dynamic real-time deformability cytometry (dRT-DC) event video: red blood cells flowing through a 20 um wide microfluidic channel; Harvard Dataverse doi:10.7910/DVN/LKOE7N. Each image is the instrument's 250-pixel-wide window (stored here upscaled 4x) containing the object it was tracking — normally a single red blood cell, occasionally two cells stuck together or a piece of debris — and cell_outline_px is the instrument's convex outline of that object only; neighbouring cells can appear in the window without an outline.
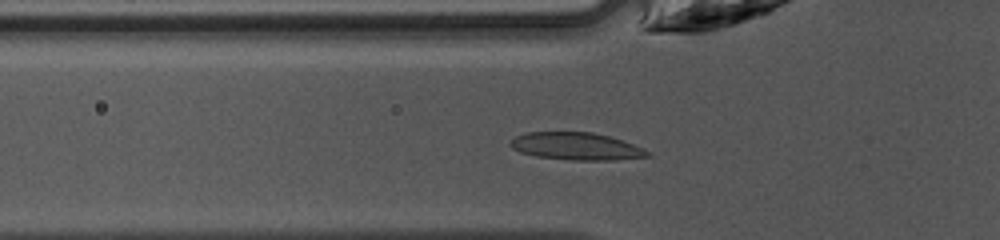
{"species": "common noctule bat (a hibernating species)", "species_latin": "Nyctalus noctula", "temperature_condition": "warm", "stored_images_in_passage": 36, "segment_of_instrument_passage": [1, 2], "camera_frame_rate_fps": 3000, "um_per_image_px": 0.085, "animal": {"sex": "female", "body_mass_g": 10.0, "forearm_length_mm": 53.1}, "frame": {"image": 1, "passage_image": 4, "time_ms": 1.0, "image_size_px": [1000, 240], "cell_outline_px": [[652, 156], [616, 160], [572, 160], [536, 156], [520, 152], [512, 148], [508, 144], [516, 136], [528, 132], [592, 132], [608, 136], [632, 144], [648, 152]], "centroid_in_image_um": [48.95, 12.44], "position_along_channel_um": 76.9, "area_um2": 21.68}}
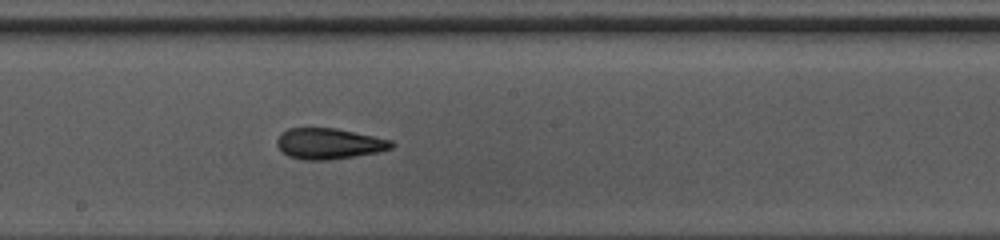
{"frame": {"image": 2, "passage_image": 14, "time_ms": 4.333, "image_size_px": [1000, 240], "cell_outline_px": [[396, 144], [392, 148], [380, 152], [328, 160], [304, 160], [288, 156], [276, 144], [276, 140], [280, 132], [288, 128], [336, 128], [392, 140]], "centroid_in_image_um": [27.97, 12.21], "position_along_channel_um": 220.2, "area_um2": 20.69}}
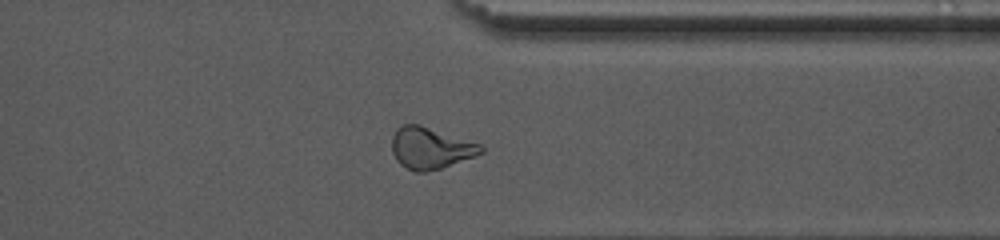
{"frame": {"image": 3, "passage_image": 25, "time_ms": 8.0, "image_size_px": [1000, 240], "cell_outline_px": [[484, 152], [440, 168], [424, 172], [416, 172], [400, 164], [396, 160], [392, 152], [392, 136], [396, 128], [400, 124], [420, 124], [480, 144], [484, 148]], "centroid_in_image_um": [36.54, 12.56], "position_along_channel_um": 374.9, "area_um2": 21.39}}